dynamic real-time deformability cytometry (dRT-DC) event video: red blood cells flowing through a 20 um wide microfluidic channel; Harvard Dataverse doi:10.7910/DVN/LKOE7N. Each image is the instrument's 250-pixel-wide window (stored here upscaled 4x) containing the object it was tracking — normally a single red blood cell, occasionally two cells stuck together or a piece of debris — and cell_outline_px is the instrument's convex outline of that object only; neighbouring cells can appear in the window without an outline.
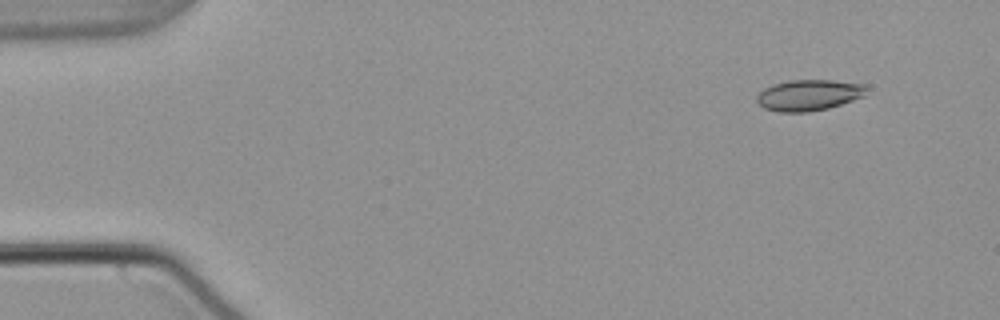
{"species": "common noctule bat (a hibernating species)", "species_latin": "Nyctalus noctula", "temperature_condition": "warm", "stored_images_in_passage": 50, "camera_frame_rate_fps": 3000, "um_per_image_px": 0.085, "animal": {"sex": "male", "body_mass_g": 21.5, "forearm_length_mm": 52.0}, "frame": {"image": 1, "passage_image": 1, "time_ms": 0.0, "image_size_px": [1000, 320], "cell_outline_px": [[864, 96], [828, 108], [808, 112], [780, 112], [764, 108], [756, 100], [756, 96], [764, 88], [772, 84], [788, 80], [832, 80], [864, 84]], "centroid_in_image_um": [68.69, 8.08], "position_along_channel_um": 16.3, "area_um2": 19.65}}
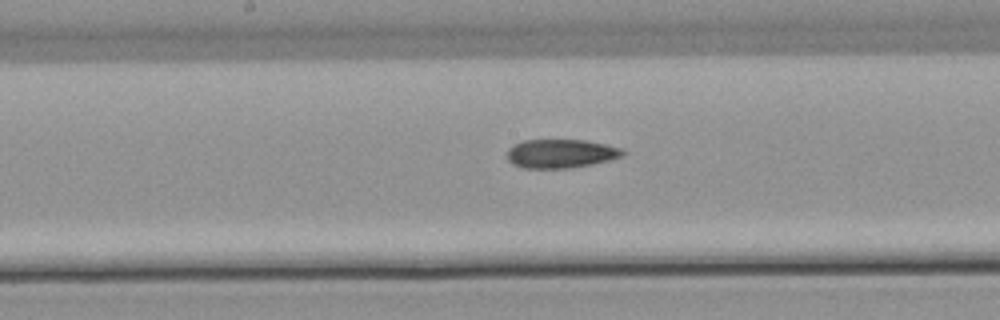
{"frame": {"image": 2, "passage_image": 24, "time_ms": 7.667, "image_size_px": [1000, 320], "cell_outline_px": [[624, 156], [592, 164], [568, 168], [524, 168], [512, 164], [508, 160], [508, 148], [512, 144], [524, 140], [584, 140], [624, 148]], "centroid_in_image_um": [47.66, 13.05], "position_along_channel_um": 200.5, "area_um2": 19.42}}
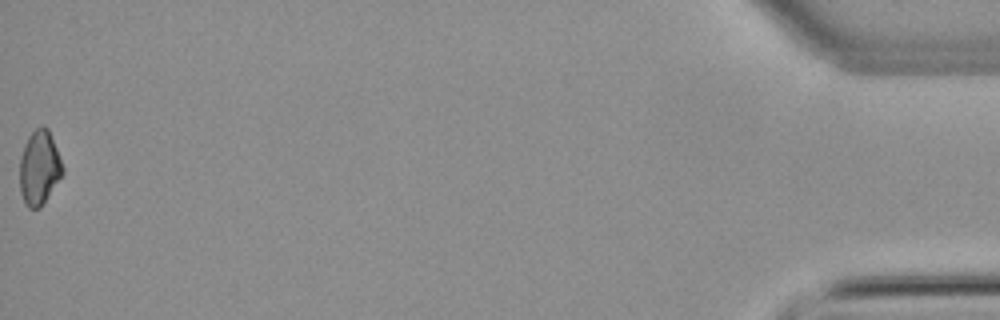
{"frame": {"image": 3, "passage_image": 50, "time_ms": 16.333, "image_size_px": [1000, 320], "cell_outline_px": [[64, 172], [40, 208], [28, 208], [24, 204], [20, 192], [20, 156], [24, 144], [28, 136], [36, 128], [44, 124], [48, 128], [64, 168]], "centroid_in_image_um": [3.32, 14.25], "position_along_channel_um": 431.9, "area_um2": 18.61}, "authors_computed_cell_mechanics": {"area_um2": 19.652, "velocity_mm_per_s": 3.8325, "shape_relaxation_time_tau1_ms": null, "shape_relaxation_time_tau2_ms": 9.1499, "deformation_change_tau1": null, "deformation_change_tau2": 0.1724}}